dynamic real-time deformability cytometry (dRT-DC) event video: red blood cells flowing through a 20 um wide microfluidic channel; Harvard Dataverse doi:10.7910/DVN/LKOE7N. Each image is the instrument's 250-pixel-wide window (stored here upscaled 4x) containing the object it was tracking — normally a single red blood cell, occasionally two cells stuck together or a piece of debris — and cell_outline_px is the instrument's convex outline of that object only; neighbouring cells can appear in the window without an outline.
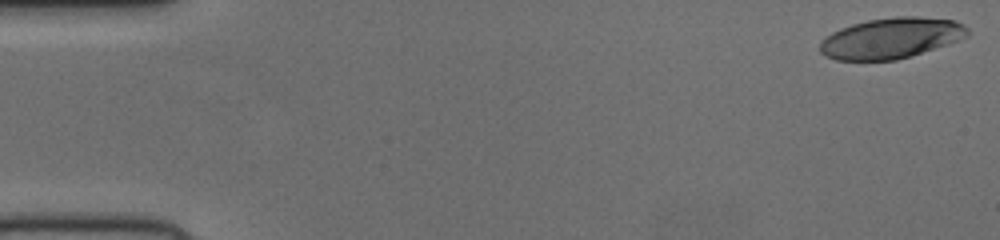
{"species": "human", "species_latin": "Homo sapiens", "temperature_condition": "cold", "stored_images_in_passage": 52, "camera_frame_rate_fps": 3000, "um_per_image_px": 0.085, "donor": {"sex": "female"}, "frame": {"image": 1, "passage_image": 1, "time_ms": 0.0, "image_size_px": [1000, 240], "cell_outline_px": [[968, 36], [948, 44], [896, 60], [836, 60], [820, 52], [820, 44], [832, 32], [840, 28], [852, 24], [868, 20], [896, 16], [916, 16], [956, 20], [968, 28]], "centroid_in_image_um": [75.77, 3.23], "position_along_channel_um": 9.2, "area_um2": 34.74}}
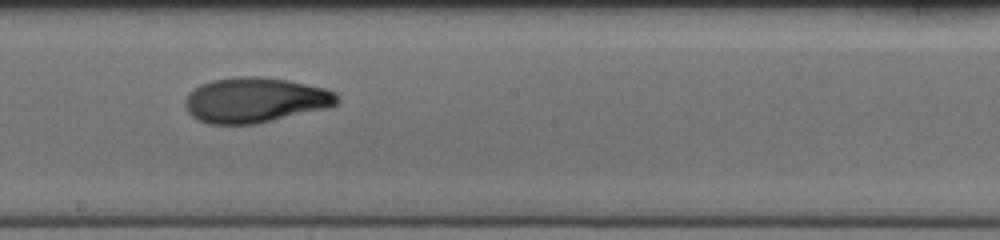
{"frame": {"image": 2, "passage_image": 29, "time_ms": 9.333, "image_size_px": [1000, 240], "cell_outline_px": [[340, 100], [336, 104], [328, 108], [256, 124], [208, 124], [196, 120], [188, 112], [184, 104], [184, 100], [188, 92], [200, 84], [212, 80], [244, 76], [256, 76], [288, 80], [324, 88], [336, 92]], "centroid_in_image_um": [21.67, 8.51], "position_along_channel_um": 226.5, "area_um2": 40.23}}
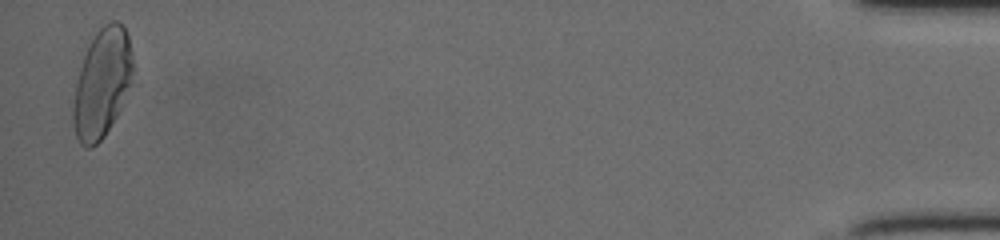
{"frame": {"image": 3, "passage_image": 51, "time_ms": 16.667, "image_size_px": [1000, 240], "cell_outline_px": [[132, 72], [120, 108], [116, 116], [104, 136], [92, 148], [84, 148], [80, 144], [76, 136], [72, 124], [72, 108], [76, 80], [88, 44], [96, 32], [104, 24], [112, 20], [116, 20], [124, 24], [128, 36], [132, 56]], "centroid_in_image_um": [8.63, 7.06], "position_along_channel_um": 426.6, "area_um2": 37.63}}